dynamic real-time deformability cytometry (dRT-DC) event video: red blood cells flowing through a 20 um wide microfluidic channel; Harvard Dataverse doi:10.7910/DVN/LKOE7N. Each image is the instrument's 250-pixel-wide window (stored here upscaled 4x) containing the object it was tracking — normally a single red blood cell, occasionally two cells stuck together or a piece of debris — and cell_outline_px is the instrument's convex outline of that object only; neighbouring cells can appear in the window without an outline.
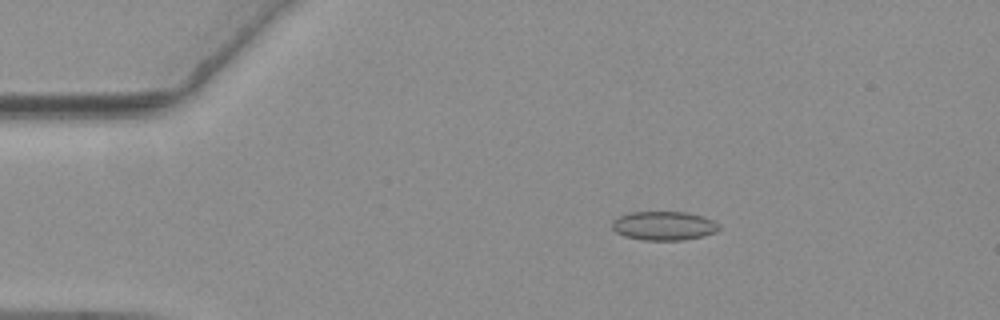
{"species": "common noctule bat (a hibernating species)", "species_latin": "Nyctalus noctula", "temperature_condition": "warm", "stored_images_in_passage": 47, "camera_frame_rate_fps": 3000, "um_per_image_px": 0.085, "animal": {"sex": "female", "body_mass_g": 19.3, "forearm_length_mm": 54.1}, "frame": {"image": 1, "passage_image": 1, "time_ms": 0.0, "image_size_px": [1000, 320], "cell_outline_px": [[720, 228], [716, 232], [700, 236], [680, 240], [644, 240], [624, 236], [616, 232], [612, 228], [612, 220], [620, 216], [632, 212], [684, 212], [700, 216], [712, 220], [720, 224]], "centroid_in_image_um": [56.4, 19.19], "position_along_channel_um": 28.6, "area_um2": 17.8}}
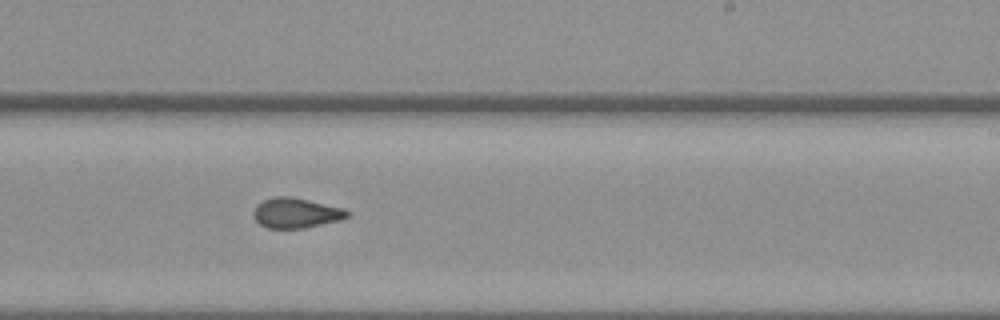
{"frame": {"image": 2, "passage_image": 25, "time_ms": 8.0, "image_size_px": [1000, 320], "cell_outline_px": [[352, 212], [348, 216], [340, 220], [304, 228], [268, 228], [260, 224], [256, 220], [252, 212], [256, 204], [264, 200], [276, 196], [292, 196], [344, 208]], "centroid_in_image_um": [25.17, 18.09], "position_along_channel_um": 263.8, "area_um2": 16.53}}
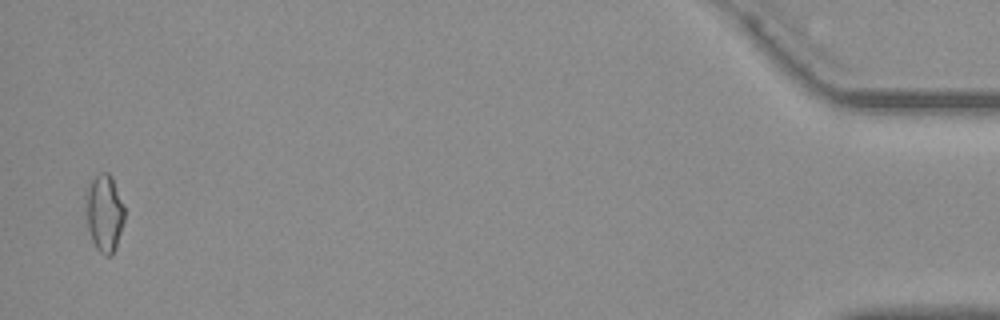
{"frame": {"image": 3, "passage_image": 46, "time_ms": 15.0, "image_size_px": [1000, 320], "cell_outline_px": [[124, 220], [116, 248], [112, 256], [104, 256], [96, 248], [92, 240], [88, 228], [84, 204], [84, 196], [88, 184], [100, 172], [108, 172], [112, 176], [124, 208]], "centroid_in_image_um": [8.84, 18.11], "position_along_channel_um": 426.4, "area_um2": 17.69}, "authors_computed_cell_mechanics": {"area_um2": 16.4152, "velocity_mm_per_s": 3.6592, "shape_relaxation_time_tau1_ms": 9.7045, "shape_relaxation_time_tau2_ms": 1.4298, "deformation_change_tau1": 0.1831, "deformation_change_tau2": 0.0822}}